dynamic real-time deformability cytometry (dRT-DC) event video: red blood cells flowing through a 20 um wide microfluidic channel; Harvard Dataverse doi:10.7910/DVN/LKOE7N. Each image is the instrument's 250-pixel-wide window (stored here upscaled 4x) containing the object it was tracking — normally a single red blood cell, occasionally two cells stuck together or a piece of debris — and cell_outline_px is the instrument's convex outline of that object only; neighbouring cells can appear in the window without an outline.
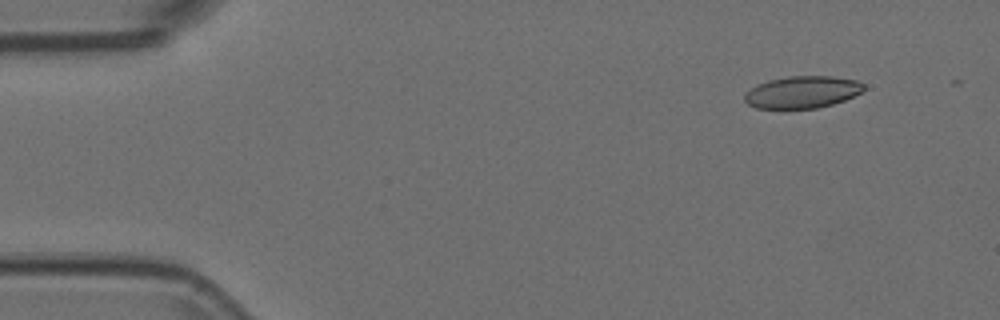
{"species": "Egyptian fruit bat (a non-hibernating species)", "species_latin": "Rousettus aegyptiacus", "temperature_condition": "room temperature", "stored_images_in_passage": 45, "camera_frame_rate_fps": 3000, "um_per_image_px": 0.085, "animal": {"sex": "female"}, "frame": {"image": 1, "passage_image": 1, "time_ms": 0.0, "image_size_px": [1000, 320], "cell_outline_px": [[864, 88], [860, 92], [844, 100], [832, 104], [816, 108], [756, 108], [748, 104], [744, 100], [744, 92], [756, 84], [768, 80], [788, 76], [832, 76], [856, 80], [864, 84]], "centroid_in_image_um": [68.14, 7.82], "position_along_channel_um": 16.9, "area_um2": 22.25}}
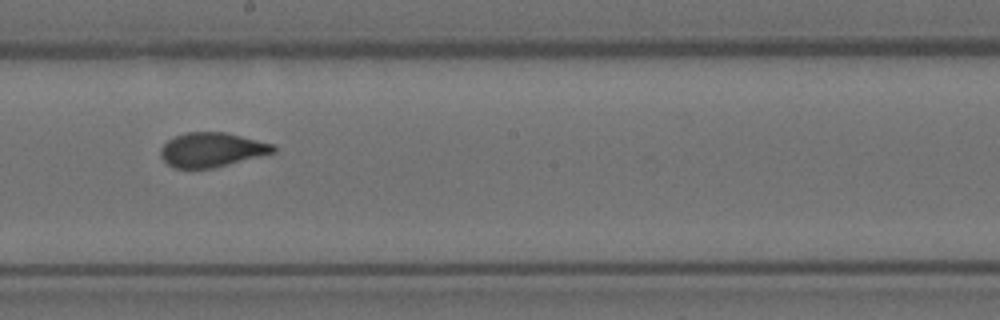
{"frame": {"image": 2, "passage_image": 26, "time_ms": 8.333, "image_size_px": [1000, 320], "cell_outline_px": [[276, 152], [212, 168], [172, 168], [160, 156], [160, 148], [168, 140], [176, 136], [188, 132], [228, 132], [276, 144]], "centroid_in_image_um": [18.03, 12.72], "position_along_channel_um": 230.2, "area_um2": 22.66}}
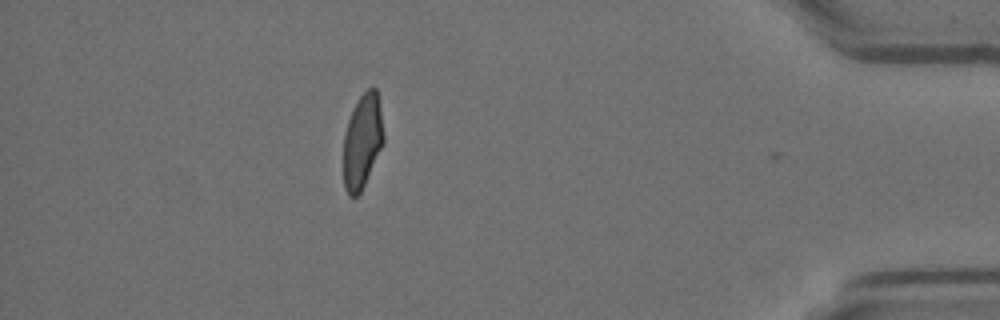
{"frame": {"image": 3, "passage_image": 44, "time_ms": 14.333, "image_size_px": [1000, 320], "cell_outline_px": [[384, 144], [360, 192], [356, 196], [348, 196], [344, 188], [344, 132], [348, 120], [360, 96], [368, 88], [376, 88], [384, 136]], "centroid_in_image_um": [30.79, 12.03], "position_along_channel_um": 404.4, "area_um2": 21.73}}